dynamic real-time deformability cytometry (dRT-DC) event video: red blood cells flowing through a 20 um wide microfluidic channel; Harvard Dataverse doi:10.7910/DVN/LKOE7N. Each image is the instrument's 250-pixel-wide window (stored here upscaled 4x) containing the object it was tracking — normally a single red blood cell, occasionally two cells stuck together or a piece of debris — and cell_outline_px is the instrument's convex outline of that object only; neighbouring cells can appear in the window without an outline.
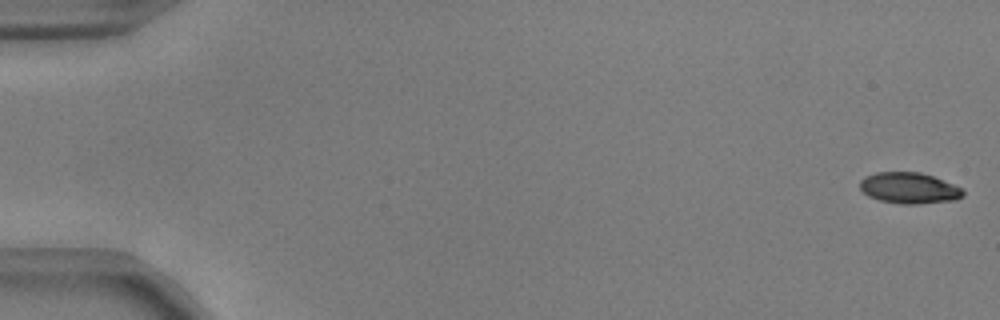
{"species": "common noctule bat (a hibernating species)", "species_latin": "Nyctalus noctula", "temperature_condition": "warm", "stored_images_in_passage": 55, "camera_frame_rate_fps": 3000, "um_per_image_px": 0.085, "animal": {"sex": "male", "body_mass_g": 17.9, "forearm_length_mm": 54.2}, "frame": {"image": 1, "passage_image": 1, "time_ms": 0.0, "image_size_px": [1000, 320], "cell_outline_px": [[964, 196], [956, 200], [920, 204], [900, 204], [880, 200], [868, 196], [860, 188], [860, 180], [864, 176], [876, 172], [920, 172], [932, 176], [964, 188]], "centroid_in_image_um": [77.3, 15.99], "position_along_channel_um": 7.7, "area_um2": 18.84}}
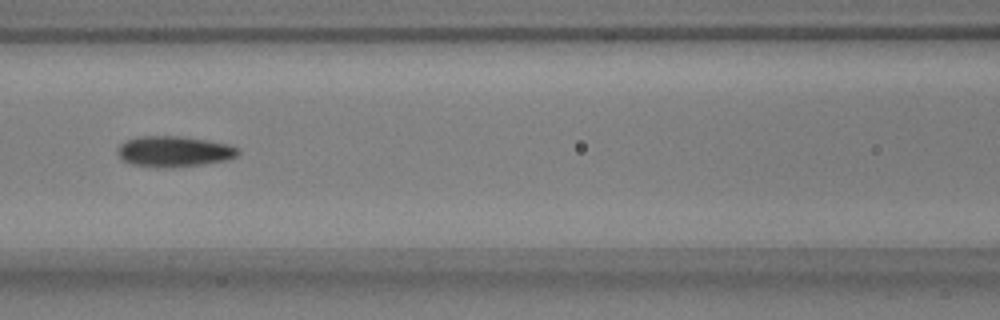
{"frame": {"image": 2, "passage_image": 25, "time_ms": 8.0, "image_size_px": [1000, 320], "cell_outline_px": [[240, 156], [228, 160], [204, 164], [172, 168], [156, 168], [132, 164], [120, 160], [116, 152], [116, 148], [124, 140], [140, 136], [180, 136], [208, 140], [232, 144], [240, 148]], "centroid_in_image_um": [14.81, 12.88], "position_along_channel_um": 151.8, "area_um2": 22.37}}
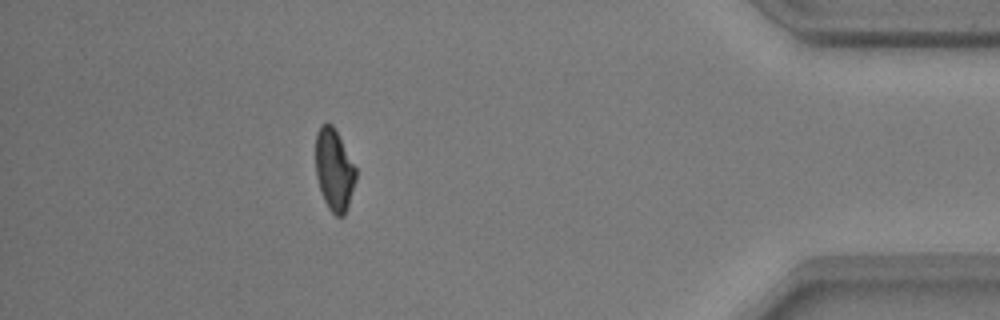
{"frame": {"image": 3, "passage_image": 49, "time_ms": 16.0, "image_size_px": [1000, 320], "cell_outline_px": [[356, 180], [344, 216], [336, 216], [328, 208], [324, 200], [316, 176], [316, 132], [320, 124], [332, 124], [356, 168]], "centroid_in_image_um": [28.39, 14.44], "position_along_channel_um": 406.8, "area_um2": 18.9}, "authors_computed_cell_mechanics": {"area_um2": 20.2878, "velocity_mm_per_s": 3.7397, "shape_relaxation_time_tau1_ms": 5.4283, "shape_relaxation_time_tau2_ms": 2.5091, "deformation_change_tau1": 0.1521, "deformation_change_tau2": 0.0927}}